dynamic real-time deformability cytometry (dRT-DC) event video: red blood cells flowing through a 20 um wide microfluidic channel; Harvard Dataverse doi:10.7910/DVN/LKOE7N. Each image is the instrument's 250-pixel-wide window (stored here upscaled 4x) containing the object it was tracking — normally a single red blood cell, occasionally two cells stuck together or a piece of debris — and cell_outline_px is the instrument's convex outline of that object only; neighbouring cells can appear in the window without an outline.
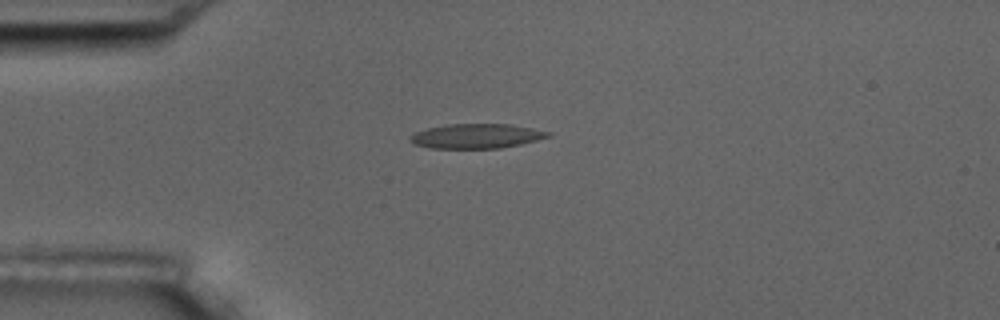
{"species": "common noctule bat (a hibernating species)", "species_latin": "Nyctalus noctula", "temperature_condition": "room temperature", "stored_images_in_passage": 16, "camera_frame_rate_fps": 3000, "um_per_image_px": 0.085, "animal": {"sex": "male", "body_mass_g": 17.5, "forearm_length_mm": 52.3}, "frame": {"image": 1, "passage_image": 5, "time_ms": 4.333, "image_size_px": [1000, 320], "cell_outline_px": [[552, 136], [520, 144], [500, 148], [428, 148], [416, 144], [412, 140], [412, 136], [416, 132], [428, 128], [448, 124], [512, 124], [552, 132]], "centroid_in_image_um": [40.57, 11.56], "position_along_channel_um": 44.4, "area_um2": 19.54}}
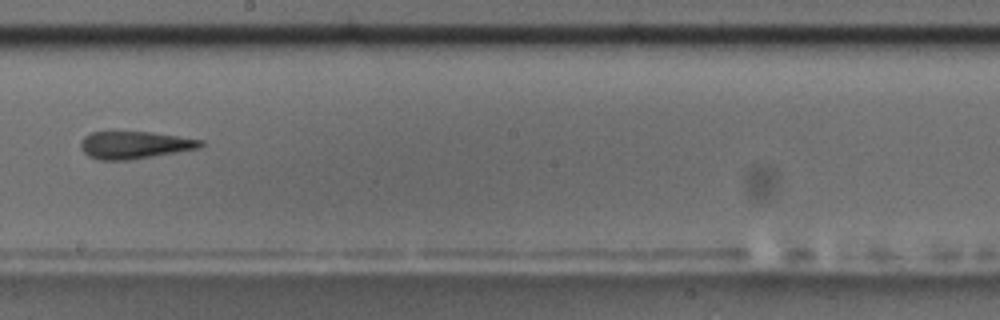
{"frame": {"image": 2, "passage_image": 10, "time_ms": 10.333, "image_size_px": [1000, 320], "cell_outline_px": [[204, 144], [200, 148], [128, 160], [100, 160], [88, 156], [80, 148], [80, 140], [84, 136], [92, 132], [152, 132], [204, 140]], "centroid_in_image_um": [11.43, 12.32], "position_along_channel_um": 236.8, "area_um2": 19.13}}
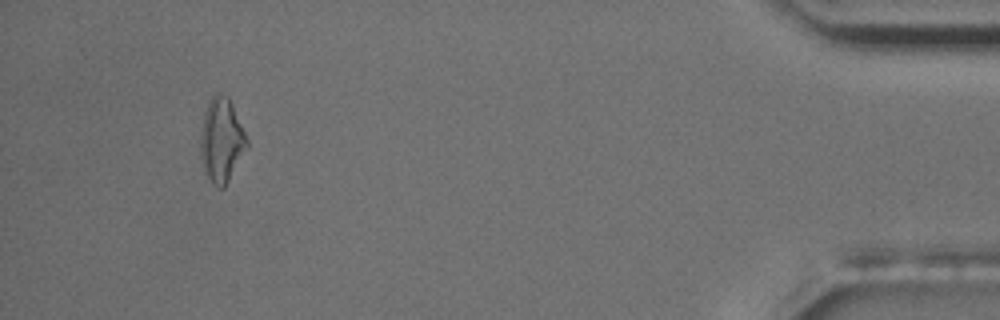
{"frame": {"image": 3, "passage_image": 16, "time_ms": 17.333, "image_size_px": [1000, 320], "cell_outline_px": [[248, 148], [224, 188], [220, 188], [212, 184], [204, 172], [200, 148], [200, 132], [204, 112], [208, 100], [216, 92], [228, 96], [232, 104], [248, 140]], "centroid_in_image_um": [18.82, 11.92], "position_along_channel_um": 416.4, "area_um2": 22.95}, "authors_computed_cell_mechanics": {"area_um2": 19.5364, "velocity_mm_per_s": 3.5341, "shape_relaxation_time_tau1_ms": null, "shape_relaxation_time_tau2_ms": 11.0838, "deformation_change_tau1": null, "deformation_change_tau2": 0.278}}